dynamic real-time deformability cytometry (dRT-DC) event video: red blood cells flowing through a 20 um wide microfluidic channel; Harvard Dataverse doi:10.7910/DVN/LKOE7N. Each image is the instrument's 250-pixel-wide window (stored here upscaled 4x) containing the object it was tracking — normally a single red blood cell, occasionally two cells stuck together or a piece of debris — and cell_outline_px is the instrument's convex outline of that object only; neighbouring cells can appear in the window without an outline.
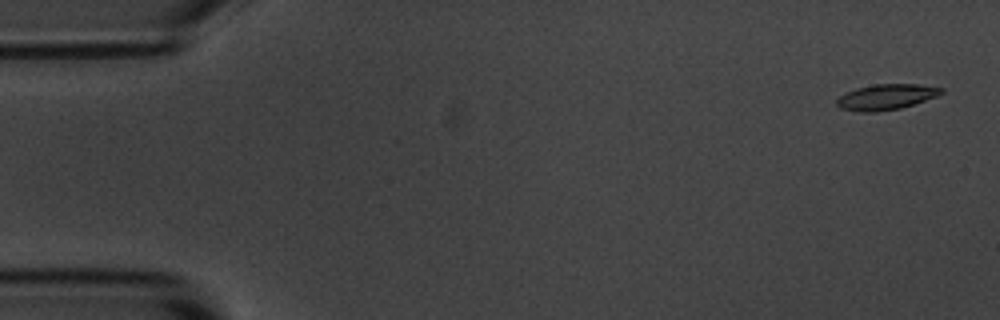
{"species": "common noctule bat (a hibernating species)", "species_latin": "Nyctalus noctula", "temperature_condition": "room temperature", "stored_images_in_passage": 5, "camera_frame_rate_fps": 3000, "um_per_image_px": 0.085, "animal": {"sex": "male", "body_mass_g": 20.1, "forearm_length_mm": 53.5}, "frame": {"image": 1, "passage_image": 1, "time_ms": 0.0, "image_size_px": [1000, 320], "cell_outline_px": [[944, 92], [936, 96], [900, 108], [876, 112], [860, 112], [840, 108], [836, 104], [836, 100], [840, 96], [856, 88], [876, 84], [916, 84], [944, 88]], "centroid_in_image_um": [75.3, 8.24], "position_along_channel_um": 9.7, "area_um2": 15.37}}
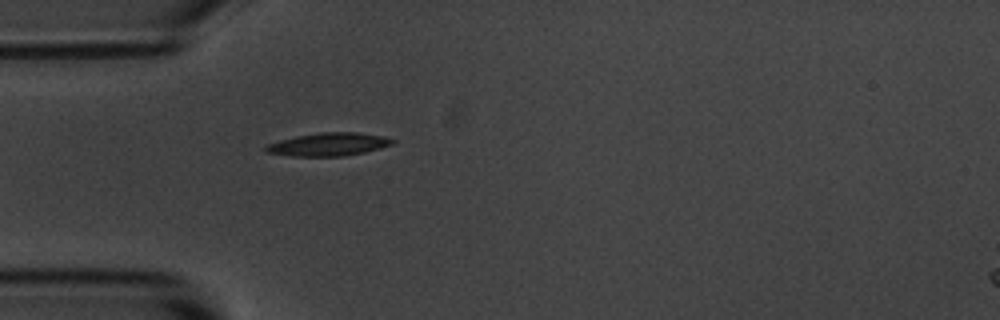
{"frame": {"image": 2, "passage_image": 5, "time_ms": 4.667, "image_size_px": [1000, 320], "cell_outline_px": [[396, 140], [392, 144], [380, 148], [364, 152], [344, 156], [292, 156], [264, 152], [264, 148], [268, 144], [280, 140], [296, 136], [320, 132], [356, 132], [384, 136]], "centroid_in_image_um": [27.92, 12.27], "position_along_channel_um": 57.1, "area_um2": 16.99}}